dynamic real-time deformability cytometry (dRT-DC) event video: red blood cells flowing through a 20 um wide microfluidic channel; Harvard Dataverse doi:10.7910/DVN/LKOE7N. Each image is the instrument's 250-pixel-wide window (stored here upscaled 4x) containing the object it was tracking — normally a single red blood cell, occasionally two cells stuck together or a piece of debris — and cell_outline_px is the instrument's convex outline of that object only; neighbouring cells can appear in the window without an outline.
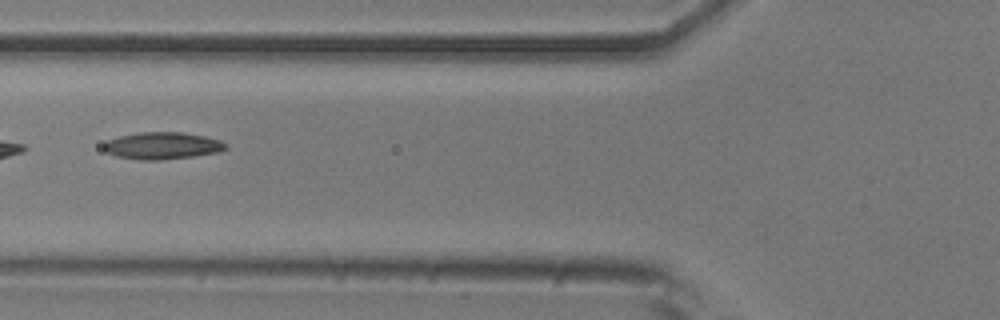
{"species": "common noctule bat (a hibernating species)", "species_latin": "Nyctalus noctula", "temperature_condition": "room temperature", "stored_images_in_passage": 10, "camera_frame_rate_fps": 3000, "um_per_image_px": 0.085, "animal": {"sex": "male", "body_mass_g": 20.5, "forearm_length_mm": 52.5}, "frame": {"image": 1, "passage_image": 4, "time_ms": 1.0, "image_size_px": [1000, 320], "cell_outline_px": [[228, 148], [216, 152], [192, 156], [160, 160], [140, 160], [116, 156], [104, 152], [104, 144], [108, 140], [120, 136], [140, 132], [180, 132], [204, 136], [220, 140], [228, 144]], "centroid_in_image_um": [13.78, 12.38], "position_along_channel_um": 112.0, "area_um2": 19.13}}
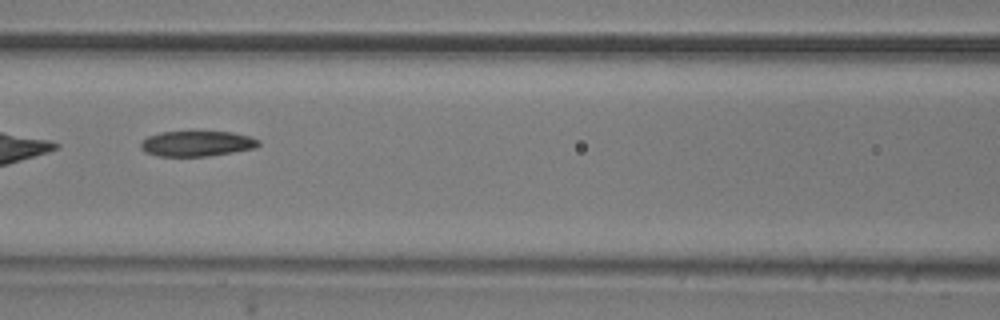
{"frame": {"image": 2, "passage_image": 7, "time_ms": 2.0, "image_size_px": [1000, 320], "cell_outline_px": [[260, 144], [256, 148], [208, 156], [160, 156], [144, 152], [140, 148], [140, 144], [148, 136], [160, 132], [232, 132], [252, 136], [260, 140]], "centroid_in_image_um": [16.76, 12.2], "position_along_channel_um": 149.8, "area_um2": 17.46}}